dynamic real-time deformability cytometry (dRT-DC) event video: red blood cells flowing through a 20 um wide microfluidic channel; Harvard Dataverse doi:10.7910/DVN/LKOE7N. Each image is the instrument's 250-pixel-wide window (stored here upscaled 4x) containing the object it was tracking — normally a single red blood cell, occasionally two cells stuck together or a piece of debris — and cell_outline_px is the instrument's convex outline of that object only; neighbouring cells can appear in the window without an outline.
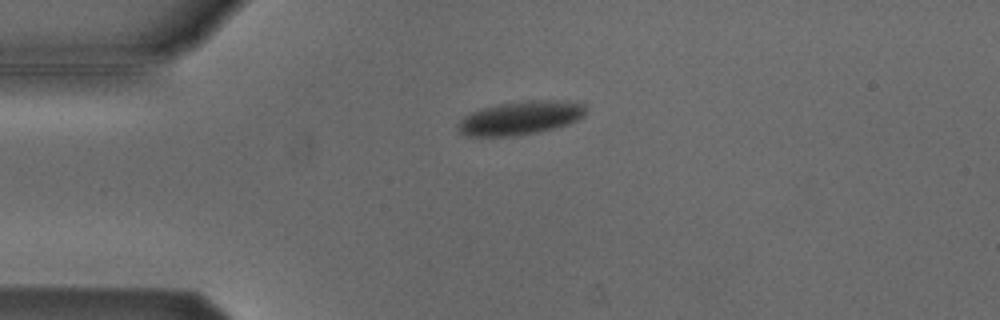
{"species": "Egyptian fruit bat (a non-hibernating species)", "species_latin": "Rousettus aegyptiacus", "temperature_condition": "cold", "stored_images_in_passage": 2, "camera_frame_rate_fps": 3000, "um_per_image_px": 0.085, "animal": {"sex": "male"}, "frame": {"image": 1, "passage_image": 1, "time_ms": 0.0, "image_size_px": [1000, 320], "cell_outline_px": [[584, 116], [568, 124], [536, 132], [512, 136], [468, 136], [460, 132], [460, 120], [464, 116], [472, 112], [484, 108], [500, 104], [528, 100], [568, 100], [584, 104]], "centroid_in_image_um": [44.27, 10.01], "position_along_channel_um": 40.7, "area_um2": 24.57}}